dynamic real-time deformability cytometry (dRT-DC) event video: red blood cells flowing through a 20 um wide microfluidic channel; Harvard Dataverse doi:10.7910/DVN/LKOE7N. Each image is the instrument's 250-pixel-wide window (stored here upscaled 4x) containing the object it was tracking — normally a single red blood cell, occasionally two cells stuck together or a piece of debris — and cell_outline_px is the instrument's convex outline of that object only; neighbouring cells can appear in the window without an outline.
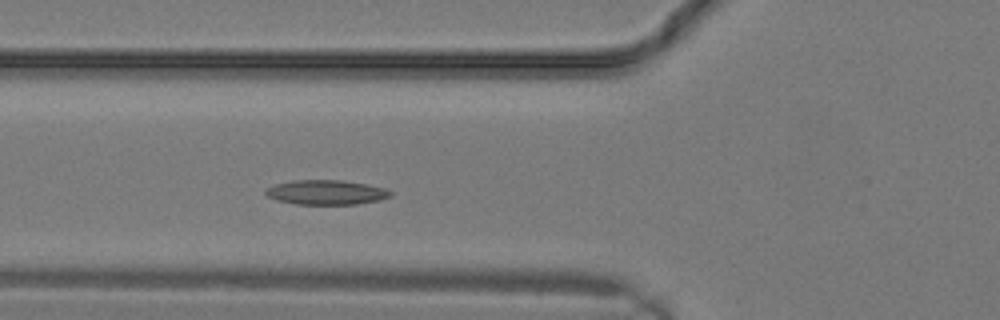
{"species": "common noctule bat (a hibernating species)", "species_latin": "Nyctalus noctula", "temperature_condition": "warm", "stored_images_in_passage": 7, "camera_frame_rate_fps": 3000, "um_per_image_px": 0.085, "animal": {"sex": "male", "body_mass_g": 19.2, "forearm_length_mm": 51.8}, "frame": {"image": 1, "passage_image": 7, "time_ms": 2.0, "image_size_px": [1000, 320], "cell_outline_px": [[392, 196], [380, 200], [356, 204], [296, 204], [276, 200], [268, 196], [264, 192], [268, 188], [276, 184], [292, 180], [340, 180], [364, 184], [384, 188], [392, 192]], "centroid_in_image_um": [27.73, 16.35], "position_along_channel_um": 98.1, "area_um2": 17.74}}